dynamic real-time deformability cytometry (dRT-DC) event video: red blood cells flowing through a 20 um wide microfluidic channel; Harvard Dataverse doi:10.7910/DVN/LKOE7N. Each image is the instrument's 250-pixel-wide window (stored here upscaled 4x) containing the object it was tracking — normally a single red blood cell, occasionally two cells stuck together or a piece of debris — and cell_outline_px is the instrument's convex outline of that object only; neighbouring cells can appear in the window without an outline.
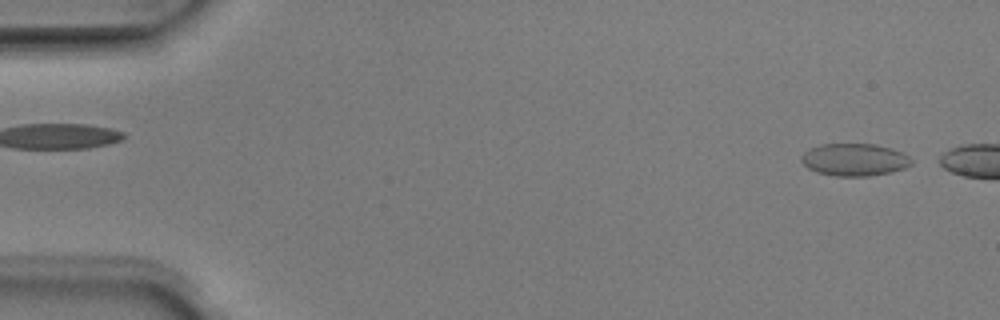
{"species": "Egyptian fruit bat (a non-hibernating species)", "species_latin": "Rousettus aegyptiacus", "temperature_condition": "room temperature", "stored_images_in_passage": 8, "camera_frame_rate_fps": 3000, "um_per_image_px": 0.085, "animal": {"sex": "male"}, "frame": {"image": 1, "passage_image": 2, "time_ms": 0.333, "image_size_px": [1000, 320], "cell_outline_px": [[912, 164], [904, 168], [892, 172], [868, 176], [832, 176], [816, 172], [808, 168], [800, 160], [800, 156], [808, 148], [820, 144], [876, 144], [892, 148], [908, 156], [912, 160]], "centroid_in_image_um": [72.59, 13.57], "position_along_channel_um": 12.4, "area_um2": 20.98}}